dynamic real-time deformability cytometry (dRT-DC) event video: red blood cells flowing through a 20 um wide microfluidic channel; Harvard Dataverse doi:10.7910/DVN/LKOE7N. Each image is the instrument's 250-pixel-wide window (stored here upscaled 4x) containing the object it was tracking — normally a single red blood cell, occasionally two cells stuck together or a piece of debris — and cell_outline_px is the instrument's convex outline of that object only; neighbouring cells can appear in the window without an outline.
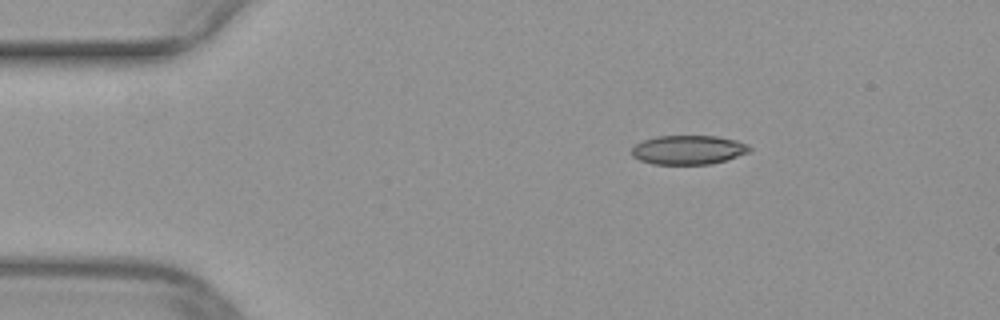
{"species": "common noctule bat (a hibernating species)", "species_latin": "Nyctalus noctula", "temperature_condition": "warm", "stored_images_in_passage": 10, "camera_frame_rate_fps": 3000, "um_per_image_px": 0.085, "animal": {"sex": "female", "body_mass_g": 29.2, "forearm_length_mm": 56.3}, "frame": {"image": 1, "passage_image": 1, "time_ms": 0.0, "image_size_px": [1000, 320], "cell_outline_px": [[752, 148], [748, 152], [728, 160], [708, 164], [652, 164], [640, 160], [632, 156], [632, 148], [636, 144], [644, 140], [656, 136], [716, 136], [736, 140], [748, 144]], "centroid_in_image_um": [58.52, 12.74], "position_along_channel_um": 26.5, "area_um2": 20.0}}
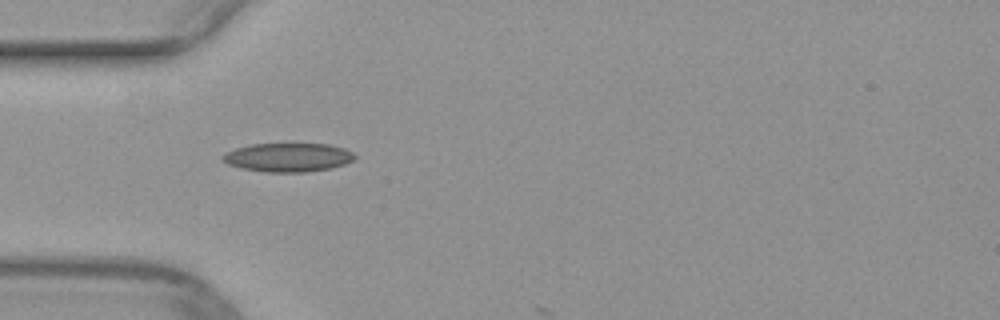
{"frame": {"image": 2, "passage_image": 8, "time_ms": 2.333, "image_size_px": [1000, 320], "cell_outline_px": [[356, 156], [352, 160], [344, 164], [332, 168], [304, 172], [264, 172], [240, 168], [228, 164], [220, 156], [224, 152], [236, 148], [252, 144], [328, 144], [344, 148], [352, 152]], "centroid_in_image_um": [24.46, 13.38], "position_along_channel_um": 60.5, "area_um2": 22.14}}